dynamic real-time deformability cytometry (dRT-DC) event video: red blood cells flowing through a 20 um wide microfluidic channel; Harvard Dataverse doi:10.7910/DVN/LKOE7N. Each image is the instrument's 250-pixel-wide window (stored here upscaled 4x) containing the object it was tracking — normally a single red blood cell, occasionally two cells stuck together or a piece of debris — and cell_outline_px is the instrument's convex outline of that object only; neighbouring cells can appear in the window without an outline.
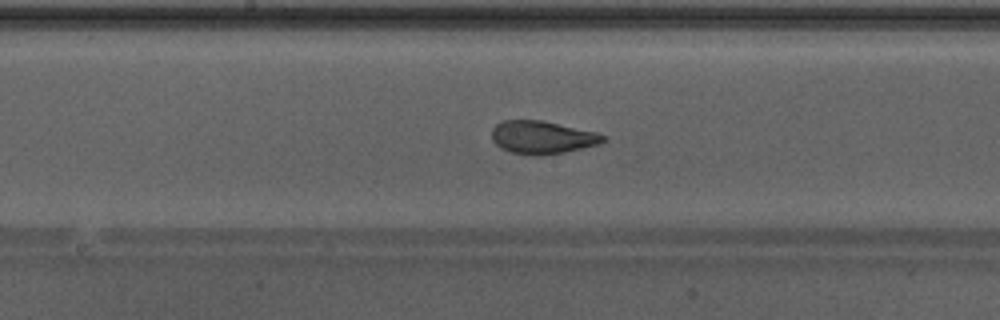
{"species": "Egyptian fruit bat (a non-hibernating species)", "species_latin": "Rousettus aegyptiacus", "temperature_condition": "warm", "stored_images_in_passage": 43, "camera_frame_rate_fps": 3000, "um_per_image_px": 0.085, "animal": {"sex": "male"}, "frame": {"image": 1, "passage_image": 25, "time_ms": 8.0, "image_size_px": [1000, 320], "cell_outline_px": [[608, 140], [600, 144], [564, 152], [540, 156], [532, 156], [512, 152], [500, 148], [492, 140], [492, 128], [496, 124], [504, 120], [540, 120], [600, 132], [608, 136]], "centroid_in_image_um": [46.14, 11.68], "position_along_channel_um": 202.1, "area_um2": 21.73}}